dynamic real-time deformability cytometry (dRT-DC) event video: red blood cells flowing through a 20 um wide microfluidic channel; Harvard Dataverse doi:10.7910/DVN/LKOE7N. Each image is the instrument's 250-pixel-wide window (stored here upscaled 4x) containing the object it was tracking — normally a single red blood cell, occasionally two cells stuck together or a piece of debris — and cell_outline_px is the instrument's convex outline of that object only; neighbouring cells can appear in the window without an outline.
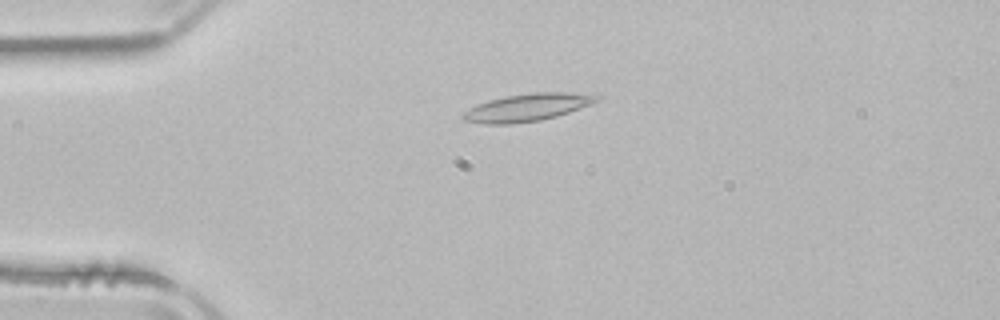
{"species": "common noctule bat (a hibernating species)", "species_latin": "Nyctalus noctula", "temperature_condition": "room temperature", "stored_images_in_passage": 3, "camera_frame_rate_fps": 3000, "um_per_image_px": 0.085, "animal": {"sex": "male", "body_mass_g": 21.5, "forearm_length_mm": 52.0}, "frame": {"image": 1, "passage_image": 2, "time_ms": 1.667, "image_size_px": [1000, 320], "cell_outline_px": [[604, 96], [588, 104], [568, 112], [556, 116], [540, 120], [512, 124], [484, 124], [464, 120], [460, 116], [464, 112], [488, 100], [504, 96], [532, 92], [564, 92]], "centroid_in_image_um": [44.77, 9.13], "position_along_channel_um": 40.2, "area_um2": 21.04}}
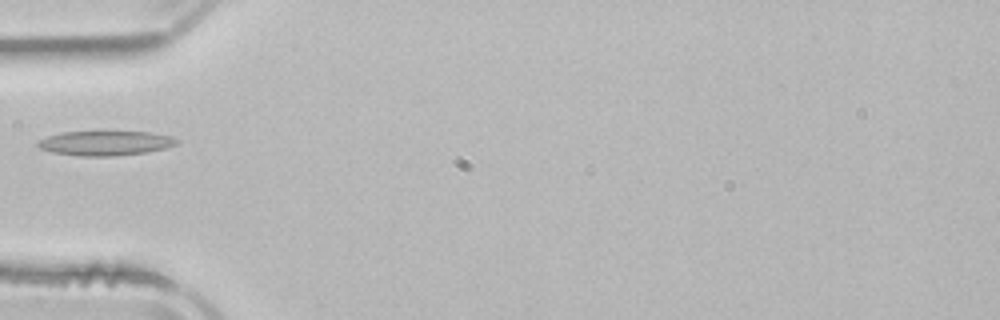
{"frame": {"image": 2, "passage_image": 3, "time_ms": 3.333, "image_size_px": [1000, 320], "cell_outline_px": [[180, 140], [176, 144], [164, 148], [148, 152], [112, 156], [80, 156], [52, 152], [40, 148], [36, 144], [36, 140], [60, 132], [152, 132], [168, 136]], "centroid_in_image_um": [8.91, 12.17], "position_along_channel_um": 76.1, "area_um2": 19.83}}